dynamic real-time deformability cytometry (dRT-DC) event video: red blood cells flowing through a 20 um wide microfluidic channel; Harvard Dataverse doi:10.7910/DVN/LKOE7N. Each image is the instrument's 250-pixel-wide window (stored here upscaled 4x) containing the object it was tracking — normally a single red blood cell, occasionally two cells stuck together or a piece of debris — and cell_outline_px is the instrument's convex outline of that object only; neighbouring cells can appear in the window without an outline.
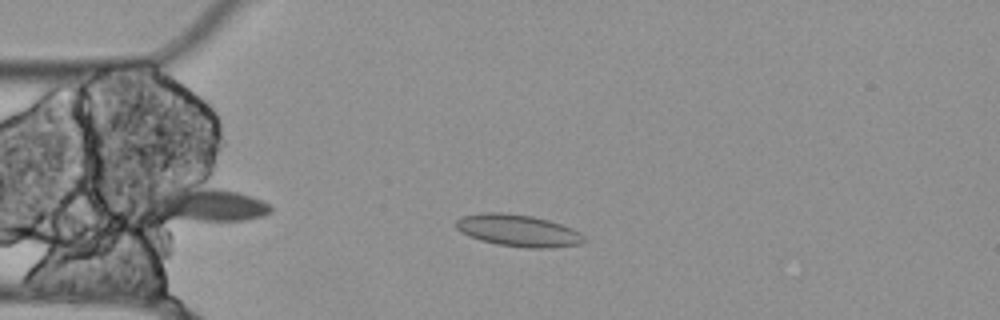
{"species": "Egyptian fruit bat (a non-hibernating species)", "species_latin": "Rousettus aegyptiacus", "temperature_condition": "cold", "stored_images_in_passage": 43, "camera_frame_rate_fps": 3000, "um_per_image_px": 0.085, "animal": {"sex": "female"}, "frame": {"image": 1, "passage_image": 4, "time_ms": 1.0, "image_size_px": [1000, 320], "cell_outline_px": [[588, 240], [580, 244], [548, 248], [528, 248], [496, 244], [480, 240], [460, 232], [456, 228], [456, 220], [460, 216], [484, 212], [504, 212], [532, 216], [548, 220], [572, 228], [580, 232]], "centroid_in_image_um": [44.03, 19.59], "position_along_channel_um": 41.0, "area_um2": 23.99}}
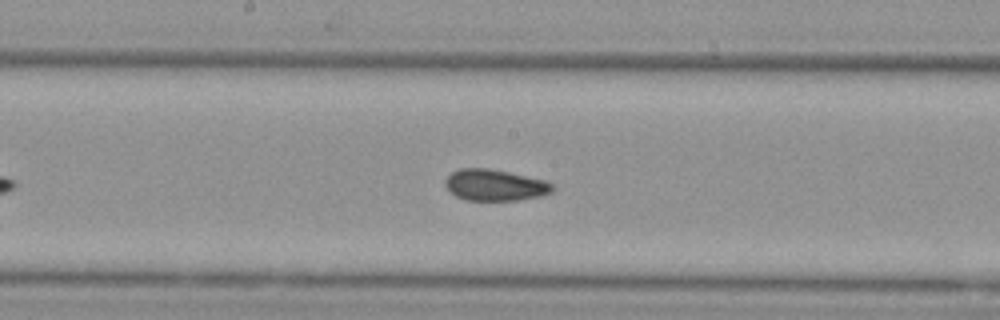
{"frame": {"image": 2, "passage_image": 19, "time_ms": 6.0, "image_size_px": [1000, 320], "cell_outline_px": [[556, 188], [552, 192], [544, 196], [516, 200], [464, 200], [456, 196], [444, 184], [444, 180], [452, 172], [460, 168], [488, 168], [508, 172], [544, 180], [552, 184]], "centroid_in_image_um": [42.09, 15.74], "position_along_channel_um": 206.1, "area_um2": 19.59}}
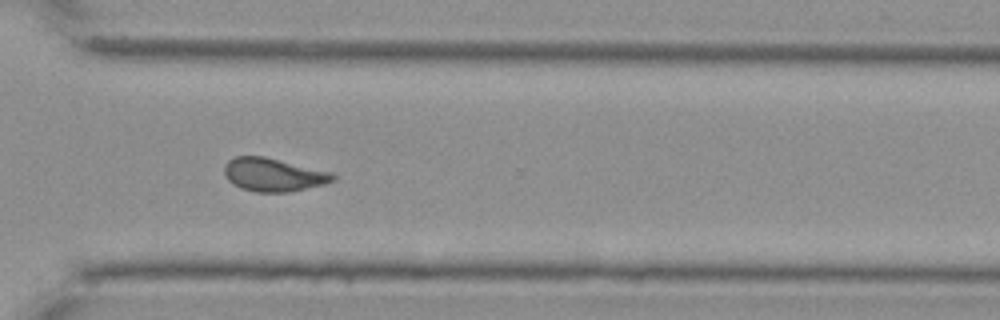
{"frame": {"image": 3, "passage_image": 31, "time_ms": 10.0, "image_size_px": [1000, 320], "cell_outline_px": [[336, 180], [324, 184], [288, 192], [256, 192], [240, 188], [232, 184], [224, 176], [224, 164], [228, 160], [236, 156], [264, 156], [332, 172], [336, 176]], "centroid_in_image_um": [23.22, 14.85], "position_along_channel_um": 347.4, "area_um2": 21.21}, "authors_computed_cell_mechanics": {"area_um2": 20.519, "velocity_mm_per_s": 3.5298, "shape_relaxation_time_tau1_ms": null, "shape_relaxation_time_tau2_ms": 7.7399, "deformation_change_tau1": null, "deformation_change_tau2": 0.0928}}